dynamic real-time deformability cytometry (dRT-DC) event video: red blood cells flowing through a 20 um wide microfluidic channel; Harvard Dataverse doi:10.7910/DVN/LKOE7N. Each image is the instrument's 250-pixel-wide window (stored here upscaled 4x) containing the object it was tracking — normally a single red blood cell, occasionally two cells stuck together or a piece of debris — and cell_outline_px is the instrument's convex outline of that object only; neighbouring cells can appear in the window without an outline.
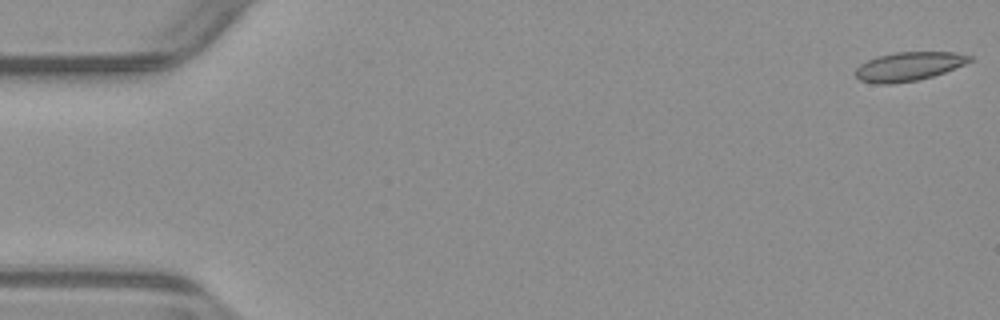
{"species": "common noctule bat (a hibernating species)", "species_latin": "Nyctalus noctula", "temperature_condition": "warm", "stored_images_in_passage": 53, "camera_frame_rate_fps": 3000, "um_per_image_px": 0.085, "animal": {"sex": "male", "body_mass_g": 23.1, "forearm_length_mm": 52.7}, "frame": {"image": 1, "passage_image": 1, "time_ms": 0.0, "image_size_px": [1000, 320], "cell_outline_px": [[972, 60], [964, 64], [944, 72], [920, 80], [892, 84], [876, 84], [860, 80], [856, 76], [856, 68], [860, 64], [876, 56], [896, 52], [956, 52], [972, 56]], "centroid_in_image_um": [77.22, 5.65], "position_along_channel_um": 7.8, "area_um2": 19.19}}
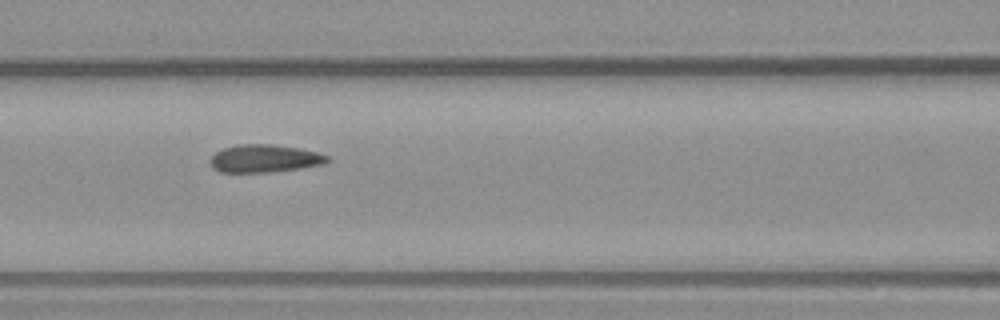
{"frame": {"image": 2, "passage_image": 23, "time_ms": 7.333, "image_size_px": [1000, 320], "cell_outline_px": [[332, 160], [324, 164], [300, 168], [268, 172], [220, 172], [212, 168], [208, 160], [216, 152], [224, 148], [236, 144], [268, 144], [300, 148], [316, 152], [328, 156]], "centroid_in_image_um": [22.47, 13.47], "position_along_channel_um": 144.1, "area_um2": 19.02}}
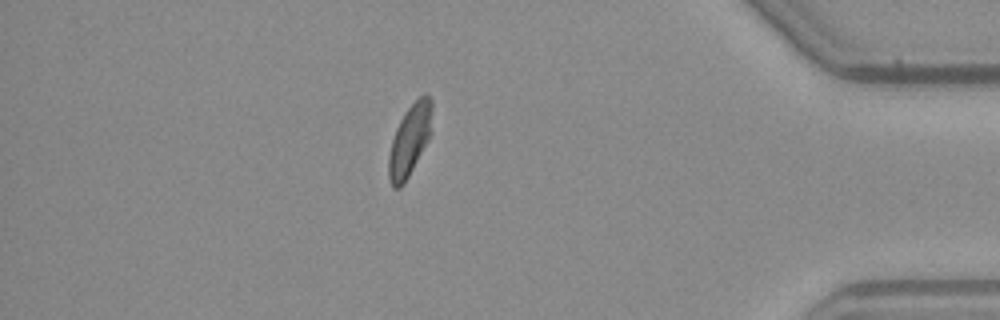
{"frame": {"image": 3, "passage_image": 46, "time_ms": 15.0, "image_size_px": [1000, 320], "cell_outline_px": [[432, 132], [428, 140], [404, 184], [400, 188], [392, 188], [388, 176], [388, 156], [392, 140], [396, 128], [404, 112], [424, 92], [432, 100]], "centroid_in_image_um": [34.83, 11.91], "position_along_channel_um": 400.4, "area_um2": 18.15}, "authors_computed_cell_mechanics": {"area_um2": 18.9006, "velocity_mm_per_s": 3.9051, "shape_relaxation_time_tau1_ms": null, "shape_relaxation_time_tau2_ms": 1.4337, "deformation_change_tau1": null, "deformation_change_tau2": 0.0594}}